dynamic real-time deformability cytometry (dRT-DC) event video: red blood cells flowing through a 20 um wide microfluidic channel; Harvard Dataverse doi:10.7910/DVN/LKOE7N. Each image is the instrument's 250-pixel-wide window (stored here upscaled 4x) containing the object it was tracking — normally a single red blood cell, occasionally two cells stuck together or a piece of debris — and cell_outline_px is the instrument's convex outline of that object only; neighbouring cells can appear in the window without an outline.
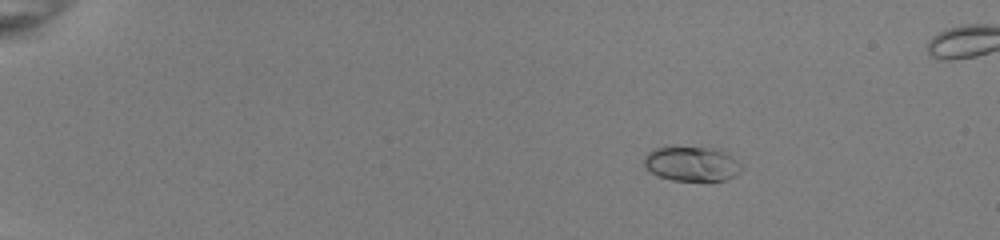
{"species": "common noctule bat (a hibernating species)", "species_latin": "Nyctalus noctula", "temperature_condition": "room temperature", "stored_images_in_passage": 54, "segment_of_instrument_passage": [1, 2], "camera_frame_rate_fps": 3000, "um_per_image_px": 0.085, "animal": {"sex": "female", "body_mass_g": 22.0, "forearm_length_mm": 56.7}, "frame": {"image": 1, "passage_image": 9, "time_ms": 2.667, "image_size_px": [1000, 240], "cell_outline_px": [[744, 168], [736, 176], [728, 180], [708, 184], [672, 180], [660, 176], [652, 172], [644, 164], [644, 156], [652, 148], [724, 148]], "centroid_in_image_um": [58.91, 13.98], "position_along_channel_um": 26.1, "area_um2": 20.46}}
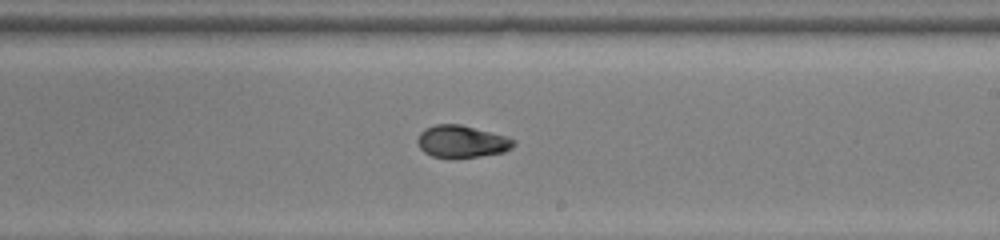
{"frame": {"image": 2, "passage_image": 34, "time_ms": 11.0, "image_size_px": [1000, 240], "cell_outline_px": [[516, 144], [512, 148], [504, 152], [456, 160], [452, 160], [432, 156], [424, 152], [420, 148], [416, 140], [420, 132], [424, 128], [436, 124], [460, 124], [504, 136], [516, 140]], "centroid_in_image_um": [39.22, 12.06], "position_along_channel_um": 249.8, "area_um2": 18.44}}
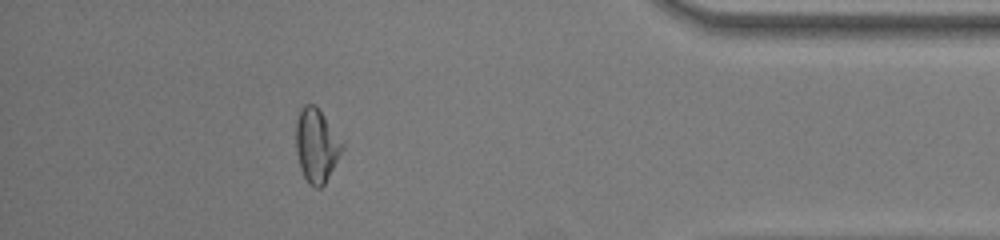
{"frame": {"image": 3, "passage_image": 48, "time_ms": 15.667, "image_size_px": [1000, 240], "cell_outline_px": [[344, 148], [324, 184], [320, 188], [316, 188], [308, 184], [300, 168], [296, 152], [296, 120], [300, 108], [304, 104], [316, 104], [344, 144]], "centroid_in_image_um": [26.88, 12.34], "position_along_channel_um": 408.3, "area_um2": 19.88}}